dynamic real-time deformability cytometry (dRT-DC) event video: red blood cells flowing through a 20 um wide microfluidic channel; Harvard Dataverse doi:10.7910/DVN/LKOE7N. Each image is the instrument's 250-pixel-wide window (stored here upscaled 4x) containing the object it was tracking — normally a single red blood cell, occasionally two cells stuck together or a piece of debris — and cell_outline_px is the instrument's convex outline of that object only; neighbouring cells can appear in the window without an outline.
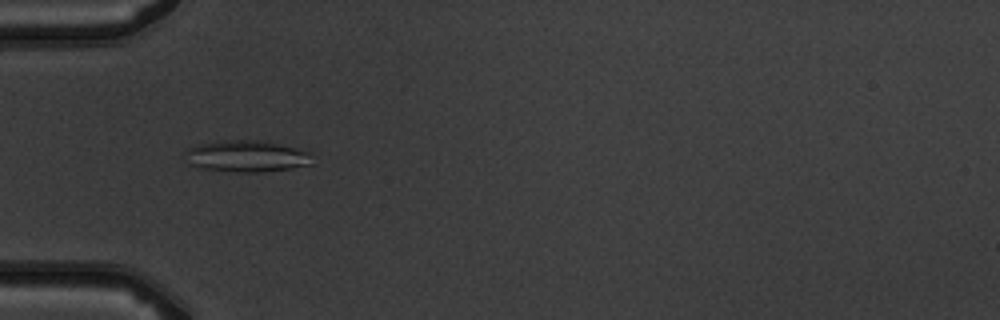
{"species": "common noctule bat (a hibernating species)", "species_latin": "Nyctalus noctula", "temperature_condition": "warm", "stored_images_in_passage": 5, "camera_frame_rate_fps": 3000, "um_per_image_px": 0.085, "animal": {"sex": "male", "body_mass_g": 19.5, "forearm_length_mm": 54.6}, "frame": {"image": 1, "passage_image": 5, "time_ms": 5.333, "image_size_px": [1000, 320], "cell_outline_px": [[316, 164], [292, 168], [264, 172], [236, 172], [200, 168], [188, 164], [184, 152], [184, 148], [200, 144], [220, 140], [264, 140], [304, 148], [312, 152]], "centroid_in_image_um": [21.05, 13.26], "position_along_channel_um": 63.9, "area_um2": 24.39}}